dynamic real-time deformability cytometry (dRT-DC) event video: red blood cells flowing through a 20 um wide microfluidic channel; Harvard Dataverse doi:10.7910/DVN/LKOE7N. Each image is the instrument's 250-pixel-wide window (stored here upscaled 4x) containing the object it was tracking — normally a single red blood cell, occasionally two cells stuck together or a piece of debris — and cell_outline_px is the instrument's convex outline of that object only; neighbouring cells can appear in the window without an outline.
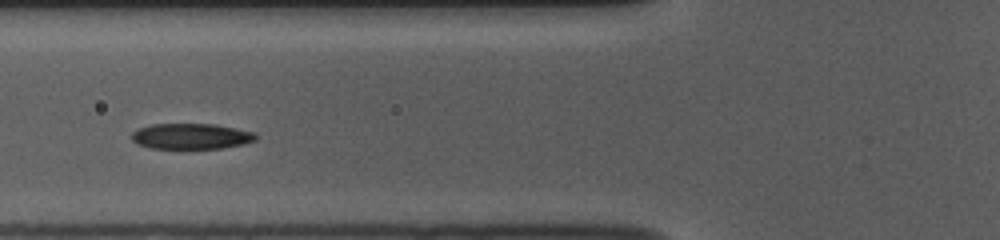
{"species": "common noctule bat (a hibernating species)", "species_latin": "Nyctalus noctula", "temperature_condition": "room temperature", "stored_images_in_passage": 39, "camera_frame_rate_fps": 3000, "um_per_image_px": 0.085, "animal": {"sex": "female", "body_mass_g": 10.0, "forearm_length_mm": 53.1}, "frame": {"image": 1, "passage_image": 6, "time_ms": 1.667, "image_size_px": [1000, 240], "cell_outline_px": [[256, 140], [244, 144], [220, 148], [152, 148], [140, 144], [132, 140], [132, 132], [140, 128], [152, 124], [216, 124], [256, 132]], "centroid_in_image_um": [16.29, 11.57], "position_along_channel_um": 109.5, "area_um2": 18.44}}
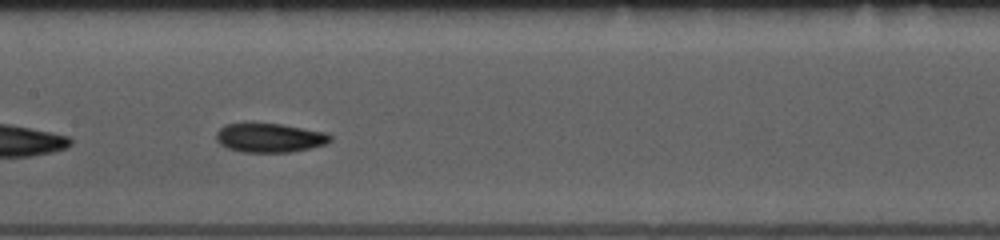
{"frame": {"image": 2, "passage_image": 12, "time_ms": 3.667, "image_size_px": [1000, 240], "cell_outline_px": [[332, 140], [324, 144], [308, 148], [288, 152], [244, 152], [228, 148], [220, 144], [216, 140], [216, 132], [224, 124], [252, 120], [280, 124], [324, 132], [332, 136]], "centroid_in_image_um": [22.83, 11.66], "position_along_channel_um": 184.6, "area_um2": 19.77}}
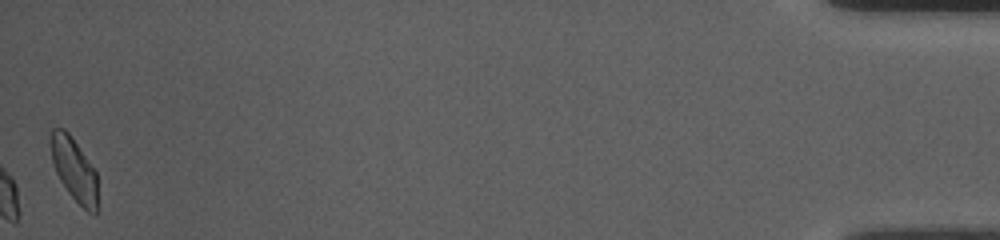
{"frame": {"image": 3, "passage_image": 39, "time_ms": 12.667, "image_size_px": [1000, 240], "cell_outline_px": [[96, 216], [88, 212], [68, 192], [60, 180], [56, 172], [52, 160], [52, 128], [64, 128], [68, 132], [96, 172]], "centroid_in_image_um": [6.3, 14.43], "position_along_channel_um": 428.9, "area_um2": 16.59}, "authors_computed_cell_mechanics": {"area_um2": 19.3052, "velocity_mm_per_s": 3.7385, "shape_relaxation_time_tau1_ms": 5.5161, "shape_relaxation_time_tau2_ms": 6.8682, "deformation_change_tau1": 0.1913, "deformation_change_tau2": 0.086}}